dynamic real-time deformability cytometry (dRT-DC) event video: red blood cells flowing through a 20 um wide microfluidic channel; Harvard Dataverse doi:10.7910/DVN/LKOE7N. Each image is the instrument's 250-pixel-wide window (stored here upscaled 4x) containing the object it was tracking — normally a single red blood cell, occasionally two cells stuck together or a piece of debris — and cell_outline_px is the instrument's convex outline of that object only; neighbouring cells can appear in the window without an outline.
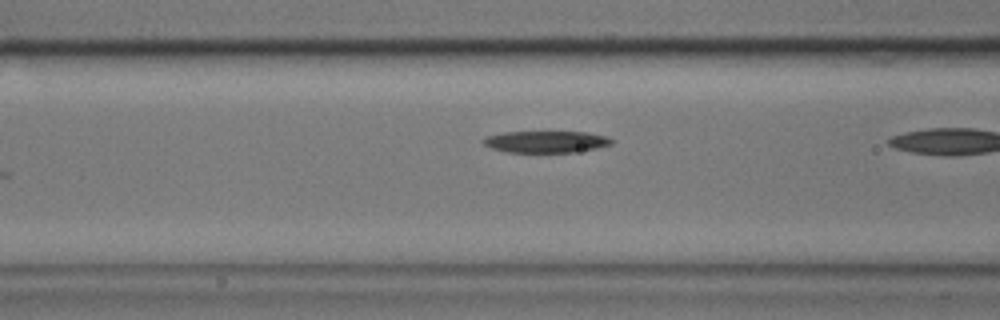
{"species": "common noctule bat (a hibernating species)", "species_latin": "Nyctalus noctula", "temperature_condition": "cold", "stored_images_in_passage": 13, "camera_frame_rate_fps": 3000, "um_per_image_px": 0.085, "animal": {"sex": "male", "body_mass_g": 17.9}, "frame": {"image": 1, "passage_image": 4, "time_ms": 1.0, "image_size_px": [1000, 320], "cell_outline_px": [[612, 144], [596, 148], [572, 152], [508, 152], [492, 148], [484, 144], [480, 140], [484, 136], [504, 132], [588, 132], [608, 136], [612, 140]], "centroid_in_image_um": [46.38, 12.04], "position_along_channel_um": 120.2, "area_um2": 16.24}}